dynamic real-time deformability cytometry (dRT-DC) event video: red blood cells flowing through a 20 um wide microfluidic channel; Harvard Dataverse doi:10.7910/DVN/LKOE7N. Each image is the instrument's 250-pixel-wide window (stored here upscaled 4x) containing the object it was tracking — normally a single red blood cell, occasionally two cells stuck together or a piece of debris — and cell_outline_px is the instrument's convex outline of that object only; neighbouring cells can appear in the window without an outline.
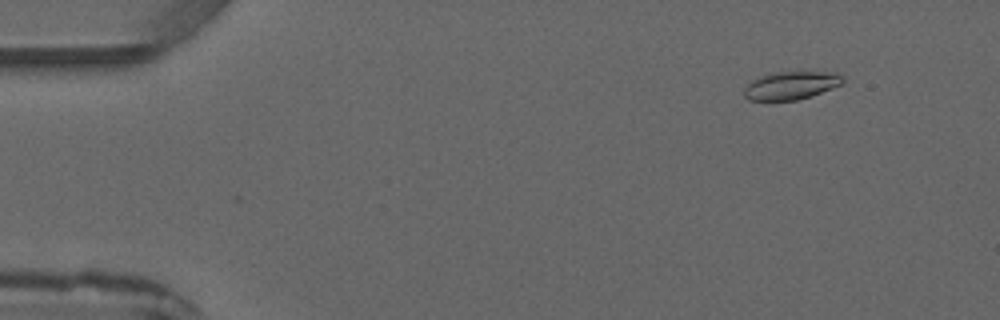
{"species": "common noctule bat (a hibernating species)", "species_latin": "Nyctalus noctula", "temperature_condition": "warm", "stored_images_in_passage": 6, "camera_frame_rate_fps": 3000, "um_per_image_px": 0.085, "animal": {"sex": "male", "forearm_length_mm": 52.5}, "frame": {"image": 1, "passage_image": 2, "time_ms": 1.333, "image_size_px": [1000, 320], "cell_outline_px": [[844, 80], [840, 84], [832, 88], [796, 100], [748, 100], [744, 96], [744, 88], [752, 80], [776, 72], [836, 72]], "centroid_in_image_um": [67.21, 7.26], "position_along_channel_um": 17.8, "area_um2": 15.66}}
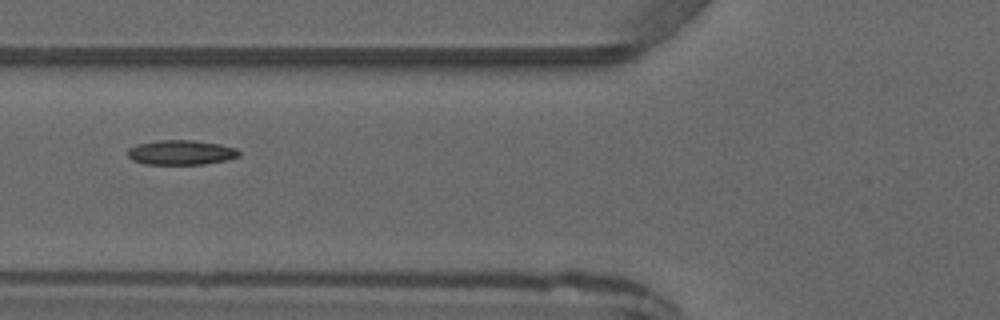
{"frame": {"image": 2, "passage_image": 5, "time_ms": 5.667, "image_size_px": [1000, 320], "cell_outline_px": [[240, 156], [224, 160], [204, 164], [144, 164], [132, 160], [128, 156], [128, 148], [136, 144], [160, 140], [192, 140], [220, 144], [236, 148], [240, 152]], "centroid_in_image_um": [15.37, 12.96], "position_along_channel_um": 110.4, "area_um2": 16.01}}
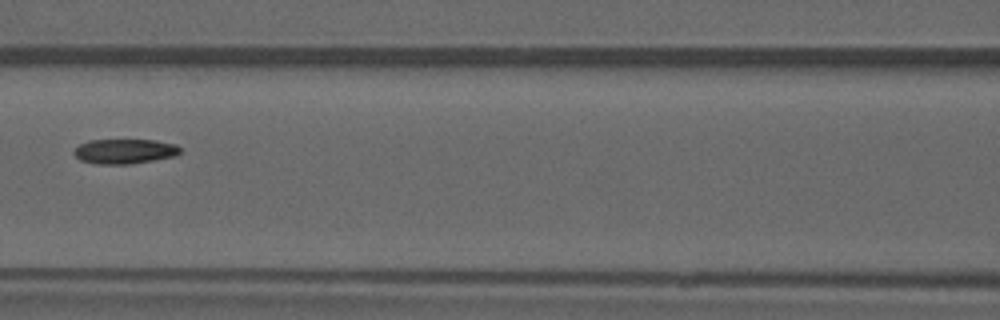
{"frame": {"image": 3, "passage_image": 6, "time_ms": 6.667, "image_size_px": [1000, 320], "cell_outline_px": [[180, 152], [176, 156], [132, 164], [96, 164], [80, 160], [72, 152], [80, 144], [88, 140], [156, 140], [176, 144], [180, 148]], "centroid_in_image_um": [10.6, 12.86], "position_along_channel_um": 156.0, "area_um2": 15.43}}